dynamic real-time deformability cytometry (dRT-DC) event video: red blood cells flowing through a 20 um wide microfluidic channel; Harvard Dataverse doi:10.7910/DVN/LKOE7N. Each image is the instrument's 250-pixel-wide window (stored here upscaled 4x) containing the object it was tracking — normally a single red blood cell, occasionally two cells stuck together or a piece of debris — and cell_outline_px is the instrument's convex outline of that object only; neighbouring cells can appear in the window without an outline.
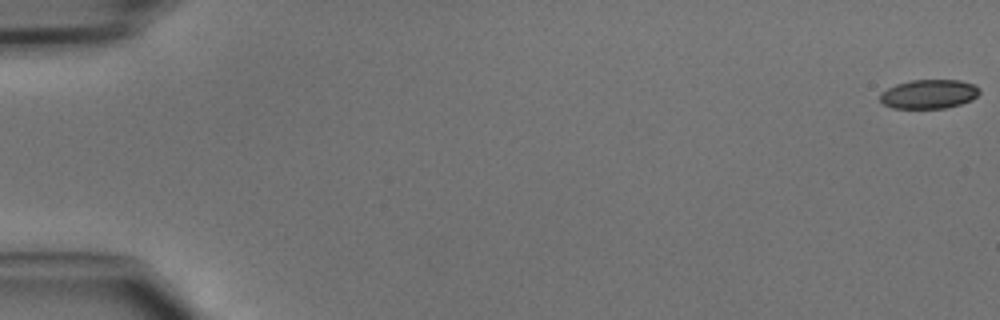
{"species": "common noctule bat (a hibernating species)", "species_latin": "Nyctalus noctula", "temperature_condition": "cold", "stored_images_in_passage": 48, "camera_frame_rate_fps": 3000, "um_per_image_px": 0.085, "animal": {"sex": "male", "body_mass_g": 15.6}, "frame": {"image": 1, "passage_image": 1, "time_ms": 0.0, "image_size_px": [1000, 320], "cell_outline_px": [[980, 92], [972, 100], [960, 104], [944, 108], [892, 108], [884, 104], [880, 100], [880, 92], [896, 84], [912, 80], [960, 80], [972, 84], [980, 88]], "centroid_in_image_um": [78.95, 7.99], "position_along_channel_um": 6.0, "area_um2": 16.82}}
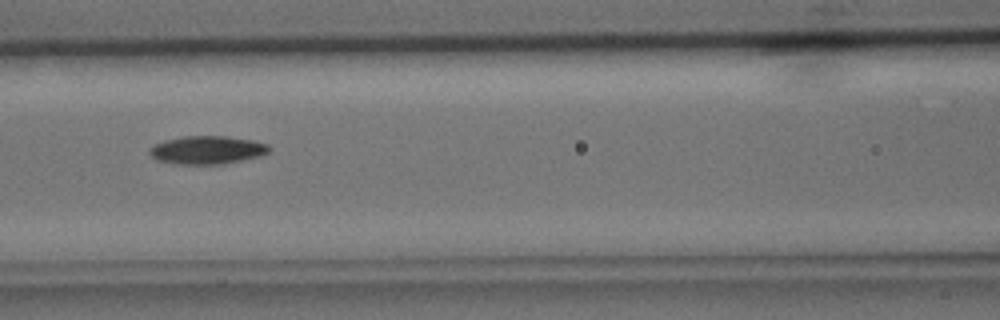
{"frame": {"image": 2, "passage_image": 22, "time_ms": 7.0, "image_size_px": [1000, 320], "cell_outline_px": [[272, 148], [268, 152], [260, 156], [224, 164], [176, 164], [156, 160], [148, 152], [148, 148], [152, 144], [164, 140], [184, 136], [228, 136], [252, 140], [268, 144]], "centroid_in_image_um": [17.58, 12.74], "position_along_channel_um": 149.0, "area_um2": 19.88}}
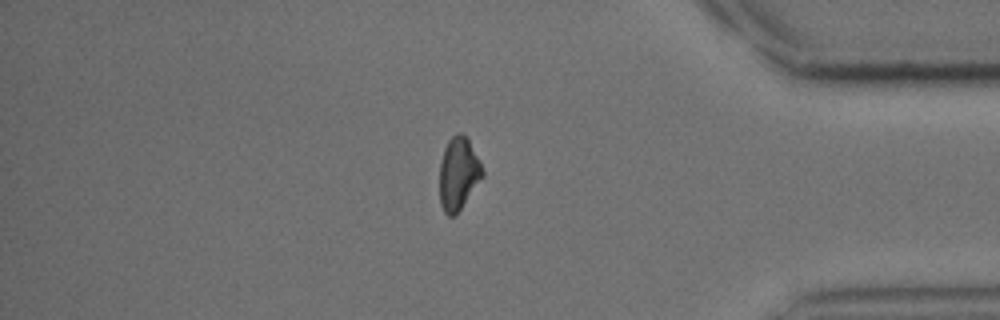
{"frame": {"image": 3, "passage_image": 41, "time_ms": 13.333, "image_size_px": [1000, 320], "cell_outline_px": [[484, 176], [456, 216], [448, 216], [444, 212], [440, 204], [440, 160], [444, 148], [448, 140], [456, 132], [460, 132], [468, 140], [484, 172]], "centroid_in_image_um": [38.95, 14.8], "position_along_channel_um": 396.3, "area_um2": 18.15}}